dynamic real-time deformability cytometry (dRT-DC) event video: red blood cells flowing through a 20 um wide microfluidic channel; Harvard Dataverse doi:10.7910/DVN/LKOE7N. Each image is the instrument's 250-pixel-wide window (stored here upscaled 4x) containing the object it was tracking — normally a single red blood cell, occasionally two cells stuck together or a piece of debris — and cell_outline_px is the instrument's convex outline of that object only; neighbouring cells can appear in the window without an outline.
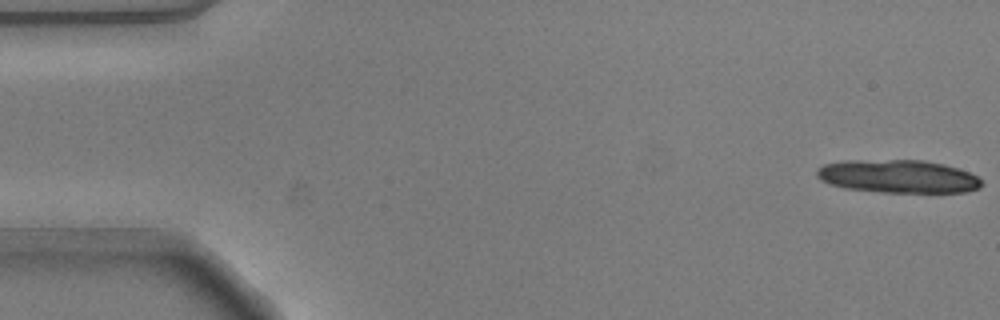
{"species": "common noctule bat (a hibernating species)", "species_latin": "Nyctalus noctula", "temperature_condition": "warm", "stored_images_in_passage": 14, "camera_frame_rate_fps": 3000, "um_per_image_px": 0.085, "animal": {"sex": "male", "body_mass_g": 20.5, "forearm_length_mm": 52.5}, "frame": {"image": 1, "passage_image": 1, "time_ms": 0.0, "image_size_px": [1000, 320], "cell_outline_px": [[984, 184], [980, 188], [968, 192], [880, 192], [844, 188], [828, 184], [820, 180], [816, 176], [816, 168], [824, 164], [844, 160], [924, 160], [944, 164], [968, 172], [976, 176]], "centroid_in_image_um": [76.3, 14.99], "position_along_channel_um": 8.7, "area_um2": 32.02}}